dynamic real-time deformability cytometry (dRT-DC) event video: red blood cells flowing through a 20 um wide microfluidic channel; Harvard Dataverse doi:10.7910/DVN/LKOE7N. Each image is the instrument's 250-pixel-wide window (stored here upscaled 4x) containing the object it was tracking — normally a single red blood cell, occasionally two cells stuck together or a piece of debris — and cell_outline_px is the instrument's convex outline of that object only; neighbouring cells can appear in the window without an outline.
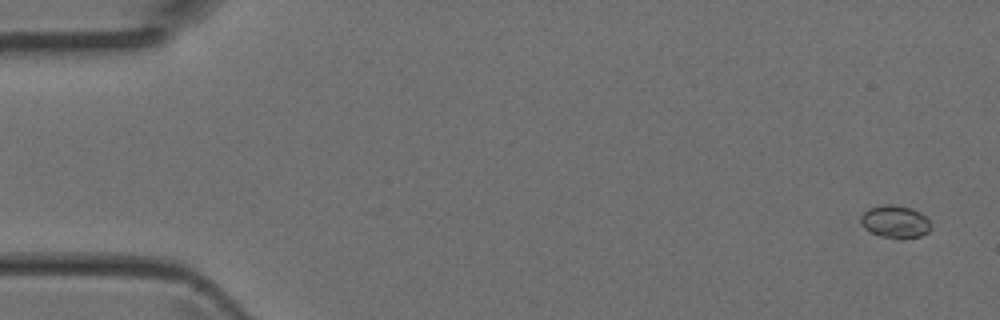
{"species": "Egyptian fruit bat (a non-hibernating species)", "species_latin": "Rousettus aegyptiacus", "temperature_condition": "room temperature", "stored_images_in_passage": 5, "camera_frame_rate_fps": 3000, "um_per_image_px": 0.085, "animal": {"sex": "female"}, "frame": {"image": 1, "passage_image": 1, "time_ms": 0.0, "image_size_px": [1000, 320], "cell_outline_px": [[932, 224], [928, 232], [920, 236], [880, 236], [864, 228], [860, 224], [860, 216], [868, 208], [880, 204], [892, 204], [912, 208], [920, 212]], "centroid_in_image_um": [76.05, 18.79], "position_along_channel_um": 9.0, "area_um2": 13.06}}
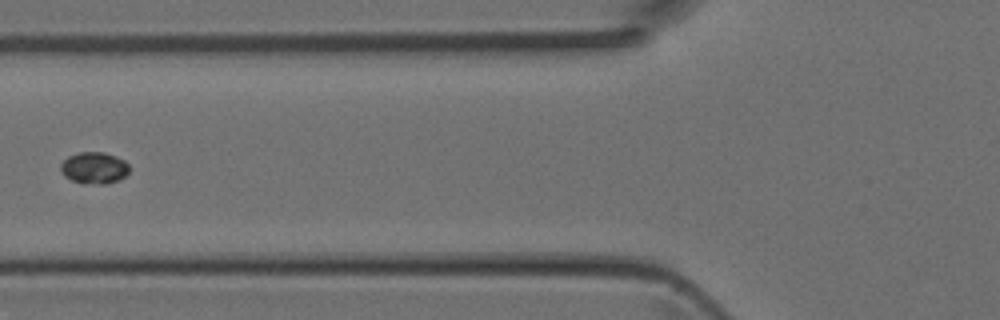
{"frame": {"image": 2, "passage_image": 5, "time_ms": 1.333, "image_size_px": [1000, 320], "cell_outline_px": [[128, 172], [120, 180], [104, 184], [84, 184], [72, 180], [64, 176], [60, 172], [60, 164], [68, 156], [76, 152], [104, 152], [116, 156], [124, 160], [128, 164]], "centroid_in_image_um": [7.98, 14.27], "position_along_channel_um": 117.8, "area_um2": 12.83}}